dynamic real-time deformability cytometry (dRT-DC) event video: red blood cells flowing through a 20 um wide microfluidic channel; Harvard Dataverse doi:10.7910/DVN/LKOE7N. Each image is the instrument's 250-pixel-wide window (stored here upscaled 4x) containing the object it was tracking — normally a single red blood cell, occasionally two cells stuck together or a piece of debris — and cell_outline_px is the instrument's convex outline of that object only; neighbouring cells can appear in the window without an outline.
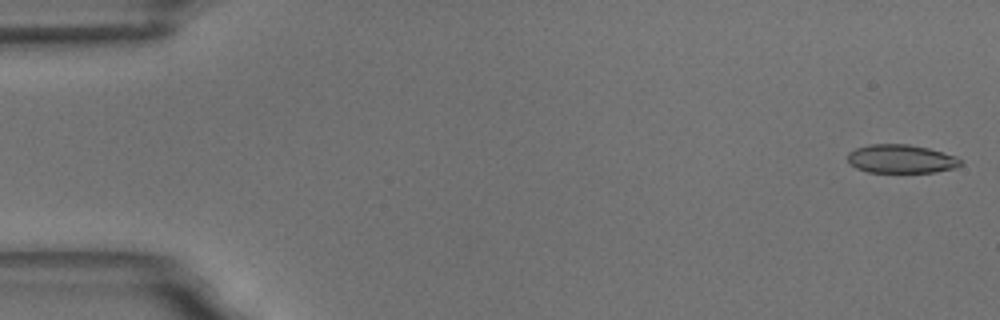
{"species": "common noctule bat (a hibernating species)", "species_latin": "Nyctalus noctula", "temperature_condition": "room temperature", "stored_images_in_passage": 59, "camera_frame_rate_fps": 3000, "um_per_image_px": 0.085, "animal": {"sex": "male", "body_mass_g": 18.8}, "frame": {"image": 1, "passage_image": 2, "time_ms": 0.333, "image_size_px": [1000, 320], "cell_outline_px": [[964, 164], [956, 168], [936, 172], [868, 172], [856, 168], [848, 160], [848, 152], [856, 148], [868, 144], [908, 144], [928, 148], [956, 156]], "centroid_in_image_um": [76.61, 13.5], "position_along_channel_um": 8.4, "area_um2": 18.84}}
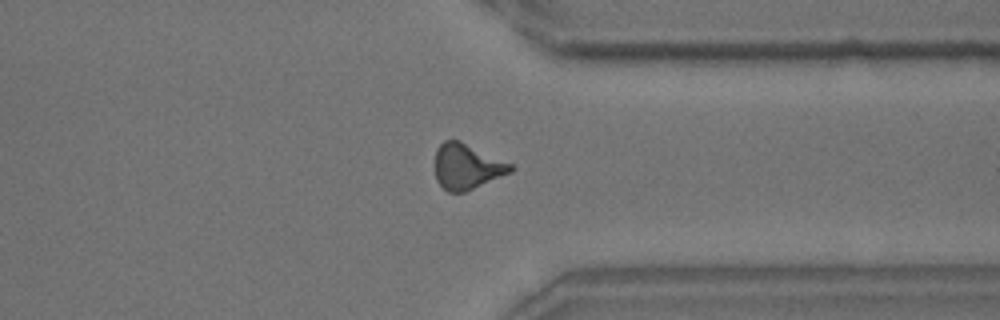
{"frame": {"image": 2, "passage_image": 45, "time_ms": 14.667, "image_size_px": [1000, 320], "cell_outline_px": [[516, 168], [512, 172], [464, 192], [448, 192], [436, 180], [436, 148], [444, 140], [460, 140], [512, 164]], "centroid_in_image_um": [39.7, 14.15], "position_along_channel_um": 371.7, "area_um2": 19.94}}
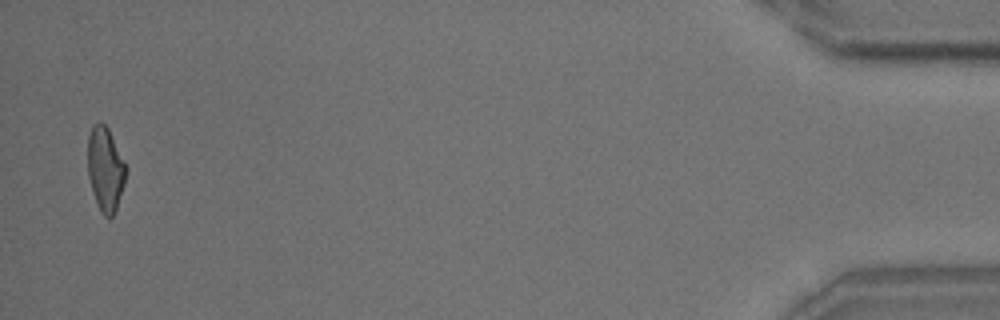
{"frame": {"image": 3, "passage_image": 57, "time_ms": 18.667, "image_size_px": [1000, 320], "cell_outline_px": [[128, 168], [124, 184], [116, 208], [112, 216], [108, 220], [100, 212], [92, 192], [88, 176], [88, 136], [92, 124], [100, 120], [108, 128]], "centroid_in_image_um": [8.95, 14.36], "position_along_channel_um": 426.3, "area_um2": 18.96}}